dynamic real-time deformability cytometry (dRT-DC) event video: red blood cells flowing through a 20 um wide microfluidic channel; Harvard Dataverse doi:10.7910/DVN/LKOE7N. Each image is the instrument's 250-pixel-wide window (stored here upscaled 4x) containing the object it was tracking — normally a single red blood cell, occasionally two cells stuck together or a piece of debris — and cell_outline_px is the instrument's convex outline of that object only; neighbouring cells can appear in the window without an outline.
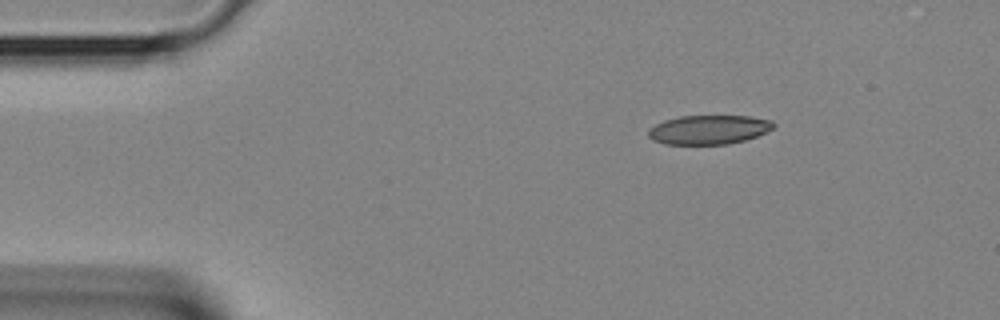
{"species": "Egyptian fruit bat (a non-hibernating species)", "species_latin": "Rousettus aegyptiacus", "temperature_condition": "room temperature", "stored_images_in_passage": 35, "camera_frame_rate_fps": 3000, "um_per_image_px": 0.085, "animal": {"sex": "female"}, "frame": {"image": 1, "passage_image": 2, "time_ms": 0.333, "image_size_px": [1000, 320], "cell_outline_px": [[776, 124], [772, 128], [756, 136], [744, 140], [728, 144], [664, 144], [652, 140], [648, 136], [648, 132], [656, 124], [664, 120], [680, 116], [748, 116], [772, 120]], "centroid_in_image_um": [60.24, 11.02], "position_along_channel_um": 24.8, "area_um2": 21.1}}
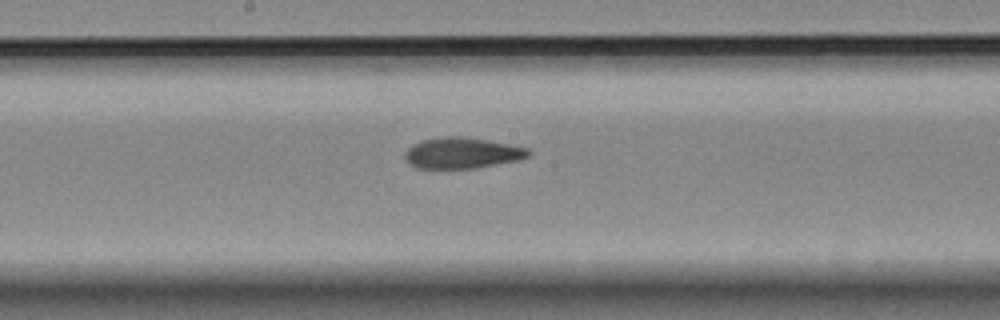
{"frame": {"image": 2, "passage_image": 16, "time_ms": 5.0, "image_size_px": [1000, 320], "cell_outline_px": [[532, 152], [528, 156], [520, 160], [476, 168], [416, 168], [408, 164], [404, 156], [404, 152], [412, 144], [424, 140], [444, 136], [460, 136], [488, 140], [528, 148]], "centroid_in_image_um": [39.27, 13.01], "position_along_channel_um": 208.9, "area_um2": 22.37}}
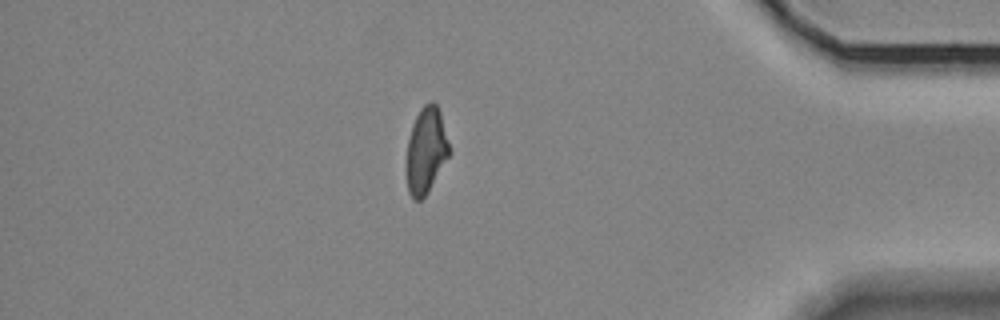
{"frame": {"image": 3, "passage_image": 29, "time_ms": 9.333, "image_size_px": [1000, 320], "cell_outline_px": [[448, 156], [428, 192], [420, 200], [412, 200], [408, 192], [404, 168], [404, 164], [408, 140], [412, 124], [420, 108], [424, 104], [432, 100], [436, 104], [440, 112], [448, 144]], "centroid_in_image_um": [36.14, 12.82], "position_along_channel_um": 399.1, "area_um2": 21.56}}